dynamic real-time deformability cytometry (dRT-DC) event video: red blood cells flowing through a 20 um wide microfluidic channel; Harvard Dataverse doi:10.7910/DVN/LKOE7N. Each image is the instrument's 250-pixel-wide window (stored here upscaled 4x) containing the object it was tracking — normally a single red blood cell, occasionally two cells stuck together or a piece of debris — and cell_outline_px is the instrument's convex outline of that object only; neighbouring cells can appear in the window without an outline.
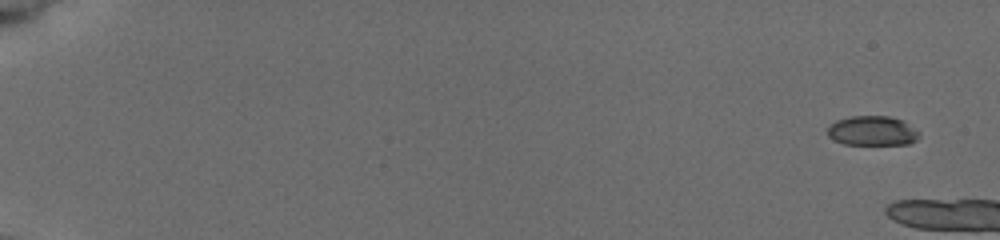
{"species": "common noctule bat (a hibernating species)", "species_latin": "Nyctalus noctula", "temperature_condition": "cold", "stored_images_in_passage": 4, "camera_frame_rate_fps": 3000, "um_per_image_px": 0.085, "animal": {"sex": "female", "body_mass_g": 19.5, "forearm_length_mm": 54.1}, "frame": {"image": 1, "passage_image": 1, "time_ms": 0.0, "image_size_px": [1000, 240], "cell_outline_px": [[920, 136], [916, 140], [908, 144], [844, 144], [828, 136], [828, 128], [836, 120], [852, 116], [888, 116], [900, 120], [920, 132]], "centroid_in_image_um": [74.15, 11.12], "position_along_channel_um": 10.8, "area_um2": 15.55}}